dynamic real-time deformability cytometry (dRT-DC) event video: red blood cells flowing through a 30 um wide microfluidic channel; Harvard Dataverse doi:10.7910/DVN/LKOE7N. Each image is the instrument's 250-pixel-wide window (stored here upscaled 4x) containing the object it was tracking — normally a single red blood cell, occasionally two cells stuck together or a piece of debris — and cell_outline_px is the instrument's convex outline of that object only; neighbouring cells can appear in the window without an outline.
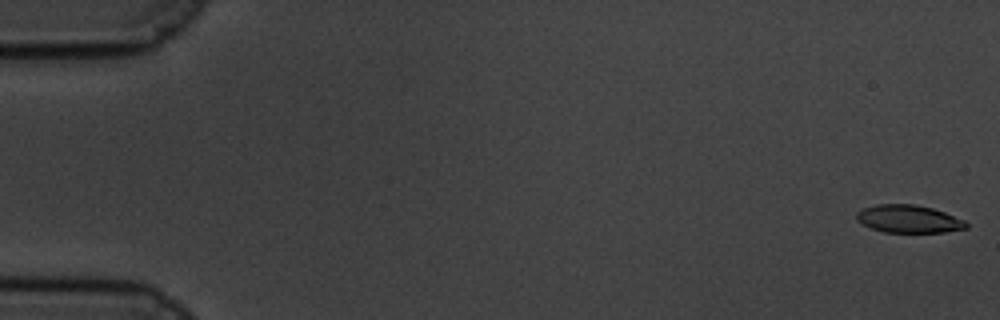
{"species": "common noctule bat (a hibernating species)", "species_latin": "Nyctalus noctula", "temperature_condition": "cold", "stored_images_in_passage": 60, "camera_frame_rate_fps": 3000, "um_per_image_px": 0.085, "animal": {"sex": "male", "body_mass_g": 19.5, "forearm_length_mm": 54.6}, "frame": {"image": 1, "passage_image": 1, "time_ms": 0.0, "image_size_px": [1000, 320], "cell_outline_px": [[968, 228], [944, 232], [884, 232], [872, 228], [856, 220], [856, 212], [864, 208], [876, 204], [916, 204], [932, 208], [944, 212], [964, 220], [968, 224]], "centroid_in_image_um": [77.24, 18.6], "position_along_channel_um": 7.8, "area_um2": 17.69}}
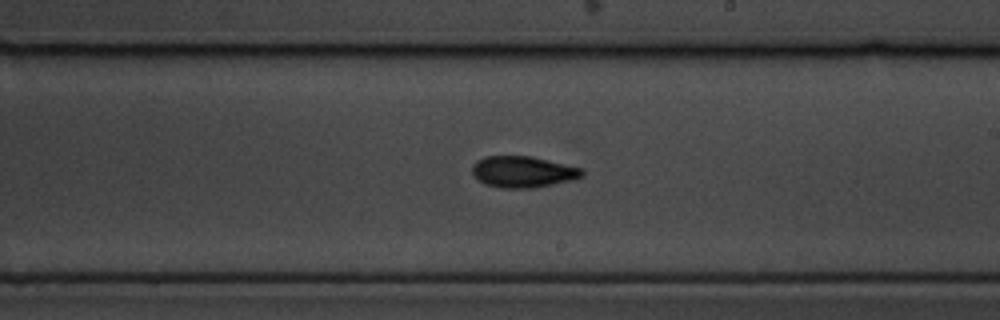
{"frame": {"image": 2, "passage_image": 35, "time_ms": 11.333, "image_size_px": [1000, 320], "cell_outline_px": [[584, 176], [576, 180], [532, 188], [500, 188], [484, 184], [476, 180], [472, 172], [472, 164], [476, 160], [484, 156], [532, 156], [584, 168]], "centroid_in_image_um": [44.47, 14.61], "position_along_channel_um": 244.5, "area_um2": 20.58}}
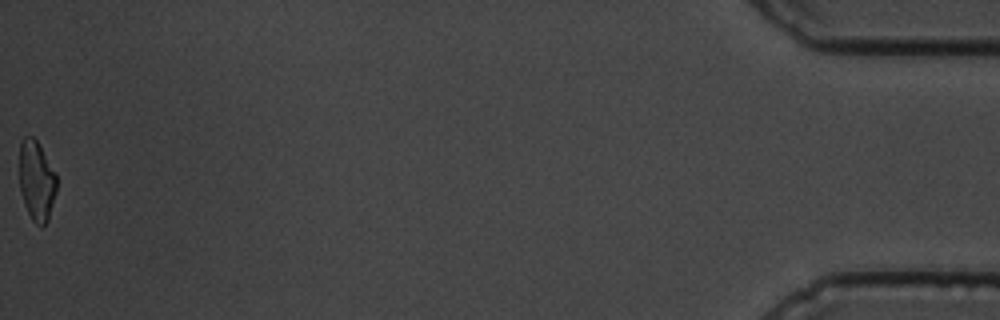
{"frame": {"image": 3, "passage_image": 60, "time_ms": 19.667, "image_size_px": [1000, 320], "cell_outline_px": [[56, 192], [48, 220], [40, 228], [32, 220], [24, 204], [20, 192], [20, 140], [24, 136], [32, 136], [36, 140], [56, 172]], "centroid_in_image_um": [3.1, 15.37], "position_along_channel_um": 432.1, "area_um2": 17.4}, "authors_computed_cell_mechanics": {"area_um2": 18.8717, "velocity_mm_per_s": 3.388, "shape_relaxation_time_tau1_ms": 3.7404, "shape_relaxation_time_tau2_ms": 5.0947, "deformation_change_tau1": 0.1498, "deformation_change_tau2": 0.1354}}